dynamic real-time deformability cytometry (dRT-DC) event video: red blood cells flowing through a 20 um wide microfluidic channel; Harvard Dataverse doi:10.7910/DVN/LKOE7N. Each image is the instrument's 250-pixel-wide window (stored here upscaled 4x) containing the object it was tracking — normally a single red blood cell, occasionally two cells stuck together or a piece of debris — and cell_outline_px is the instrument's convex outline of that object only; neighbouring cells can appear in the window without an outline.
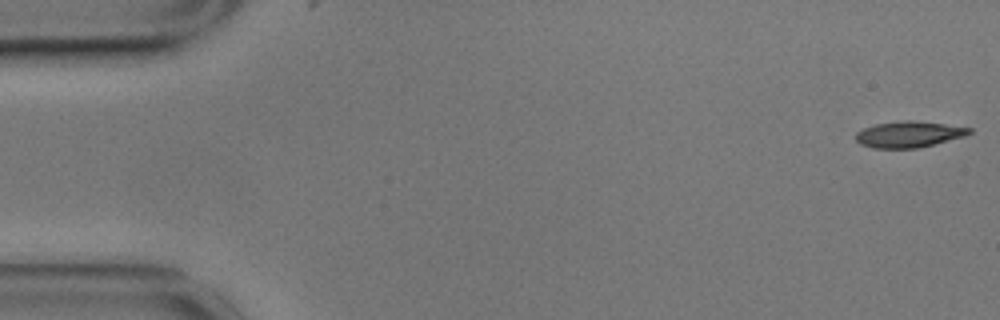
{"species": "common noctule bat (a hibernating species)", "species_latin": "Nyctalus noctula", "temperature_condition": "cold", "stored_images_in_passage": 53, "camera_frame_rate_fps": 3000, "um_per_image_px": 0.085, "animal": {"sex": "male", "body_mass_g": 17.9}, "frame": {"image": 1, "passage_image": 1, "time_ms": 0.0, "image_size_px": [1000, 320], "cell_outline_px": [[972, 132], [964, 136], [916, 148], [872, 148], [860, 144], [856, 140], [856, 132], [864, 128], [876, 124], [904, 120], [912, 120], [944, 124], [972, 128]], "centroid_in_image_um": [77.22, 11.41], "position_along_channel_um": 7.8, "area_um2": 17.05}}
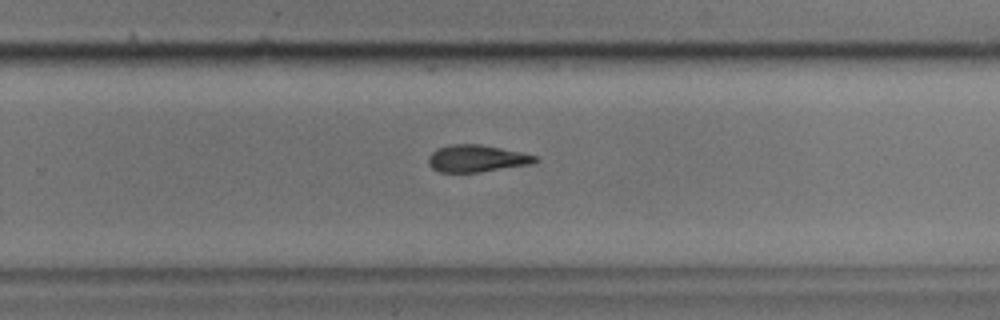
{"frame": {"image": 2, "passage_image": 36, "time_ms": 11.667, "image_size_px": [1000, 320], "cell_outline_px": [[540, 160], [536, 164], [480, 172], [440, 172], [432, 168], [428, 164], [428, 156], [436, 148], [452, 144], [480, 144], [520, 152], [536, 156]], "centroid_in_image_um": [40.54, 13.48], "position_along_channel_um": 289.3, "area_um2": 17.05}}
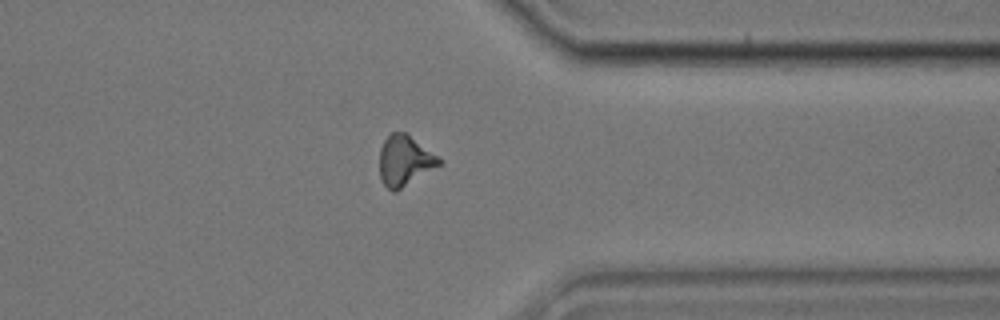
{"frame": {"image": 3, "passage_image": 44, "time_ms": 14.333, "image_size_px": [1000, 320], "cell_outline_px": [[444, 160], [440, 164], [396, 192], [392, 192], [384, 184], [380, 176], [380, 148], [384, 140], [392, 132], [404, 132]], "centroid_in_image_um": [34.39, 13.66], "position_along_channel_um": 377.0, "area_um2": 17.22}, "authors_computed_cell_mechanics": {"area_um2": 17.5134, "velocity_mm_per_s": 3.5229, "shape_relaxation_time_tau1_ms": 7.3519, "shape_relaxation_time_tau2_ms": 5.3885, "deformation_change_tau1": 0.1827, "deformation_change_tau2": 0.1517}}